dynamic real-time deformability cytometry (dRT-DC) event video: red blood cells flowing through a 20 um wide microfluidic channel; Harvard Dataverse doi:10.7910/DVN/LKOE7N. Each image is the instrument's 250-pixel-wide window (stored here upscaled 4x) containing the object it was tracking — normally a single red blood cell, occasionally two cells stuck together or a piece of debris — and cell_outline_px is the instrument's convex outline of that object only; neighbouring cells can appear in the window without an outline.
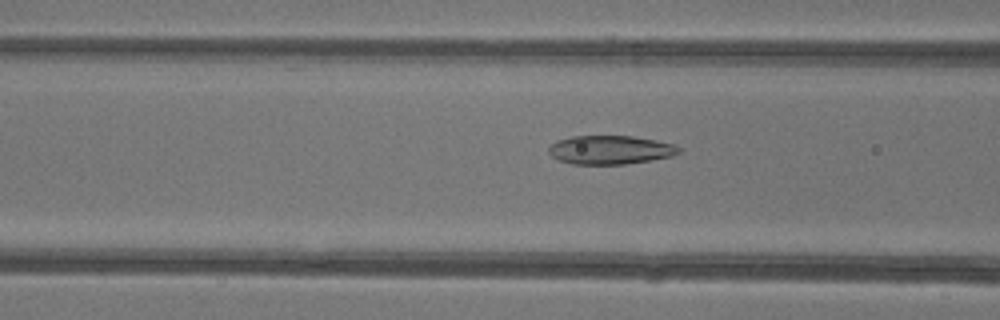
{"species": "common noctule bat (a hibernating species)", "species_latin": "Nyctalus noctula", "temperature_condition": "warm", "stored_images_in_passage": 50, "camera_frame_rate_fps": 3000, "um_per_image_px": 0.085, "animal": {"sex": "female"}, "frame": {"image": 1, "passage_image": 21, "time_ms": 6.667, "image_size_px": [1000, 320], "cell_outline_px": [[680, 152], [672, 156], [652, 160], [624, 164], [572, 164], [560, 160], [552, 156], [548, 152], [548, 148], [556, 140], [572, 136], [632, 136], [656, 140], [672, 144], [680, 148]], "centroid_in_image_um": [51.86, 12.74], "position_along_channel_um": 114.7, "area_um2": 21.73}}
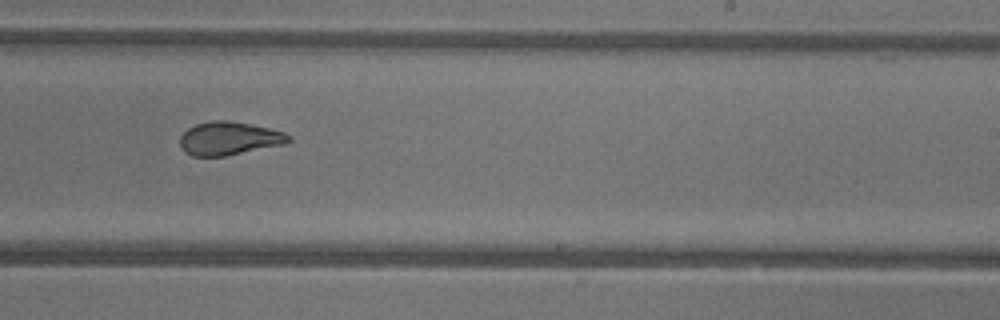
{"frame": {"image": 2, "passage_image": 32, "time_ms": 10.333, "image_size_px": [1000, 320], "cell_outline_px": [[292, 140], [280, 144], [224, 156], [192, 156], [184, 152], [180, 144], [180, 136], [188, 128], [196, 124], [212, 120], [228, 120], [252, 124], [284, 132], [292, 136]], "centroid_in_image_um": [19.43, 11.75], "position_along_channel_um": 269.6, "area_um2": 20.87}}
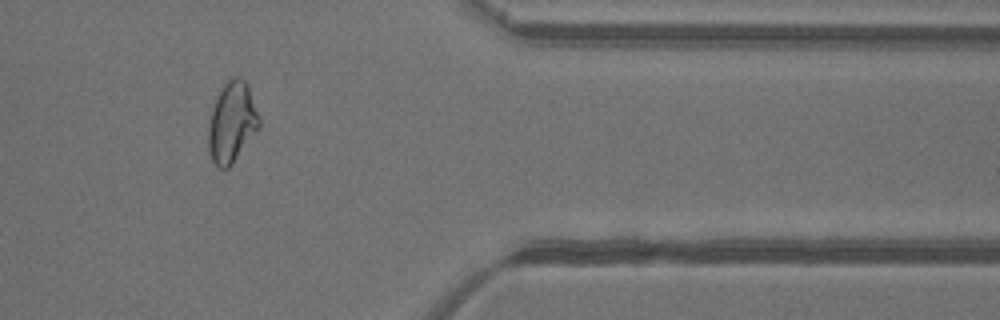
{"frame": {"image": 3, "passage_image": 42, "time_ms": 13.667, "image_size_px": [1000, 320], "cell_outline_px": [[260, 128], [232, 164], [228, 168], [220, 168], [212, 160], [208, 148], [208, 124], [212, 108], [224, 84], [232, 76], [240, 76], [244, 80], [248, 88], [260, 120]], "centroid_in_image_um": [19.71, 10.42], "position_along_channel_um": 391.7, "area_um2": 23.58}, "authors_computed_cell_mechanics": {"area_um2": 23.6691, "velocity_mm_per_s": 4.2256, "shape_relaxation_time_tau1_ms": null, "shape_relaxation_time_tau2_ms": 1.2038, "deformation_change_tau1": null, "deformation_change_tau2": 0.0768}}